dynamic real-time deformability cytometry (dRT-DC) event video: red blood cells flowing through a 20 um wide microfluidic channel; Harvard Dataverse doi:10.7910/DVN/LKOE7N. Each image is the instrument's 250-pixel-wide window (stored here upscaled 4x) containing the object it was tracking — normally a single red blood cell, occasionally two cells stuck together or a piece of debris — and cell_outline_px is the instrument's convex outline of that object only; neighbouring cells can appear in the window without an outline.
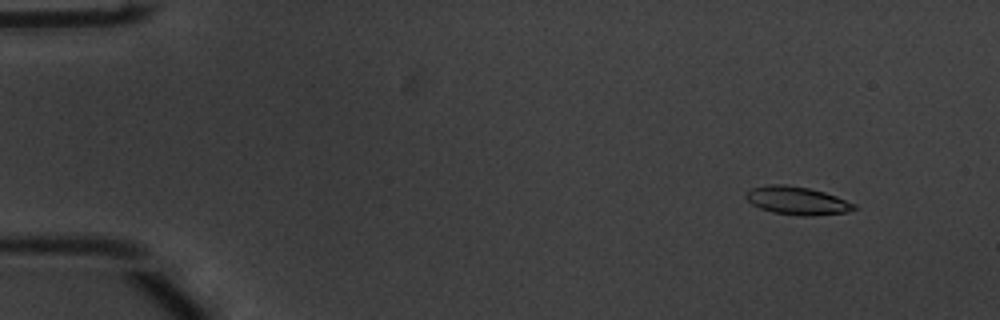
{"species": "common noctule bat (a hibernating species)", "species_latin": "Nyctalus noctula", "temperature_condition": "warm", "stored_images_in_passage": 17, "camera_frame_rate_fps": 3000, "um_per_image_px": 0.085, "animal": {"sex": "male", "body_mass_g": 20.1, "forearm_length_mm": 53.5}, "frame": {"image": 1, "passage_image": 6, "time_ms": 1.667, "image_size_px": [1000, 320], "cell_outline_px": [[856, 208], [844, 212], [812, 216], [800, 216], [772, 212], [760, 208], [752, 204], [748, 200], [748, 192], [752, 188], [768, 184], [784, 184], [808, 188], [824, 192], [836, 196], [856, 204]], "centroid_in_image_um": [67.77, 17.05], "position_along_channel_um": 17.2, "area_um2": 17.46}}